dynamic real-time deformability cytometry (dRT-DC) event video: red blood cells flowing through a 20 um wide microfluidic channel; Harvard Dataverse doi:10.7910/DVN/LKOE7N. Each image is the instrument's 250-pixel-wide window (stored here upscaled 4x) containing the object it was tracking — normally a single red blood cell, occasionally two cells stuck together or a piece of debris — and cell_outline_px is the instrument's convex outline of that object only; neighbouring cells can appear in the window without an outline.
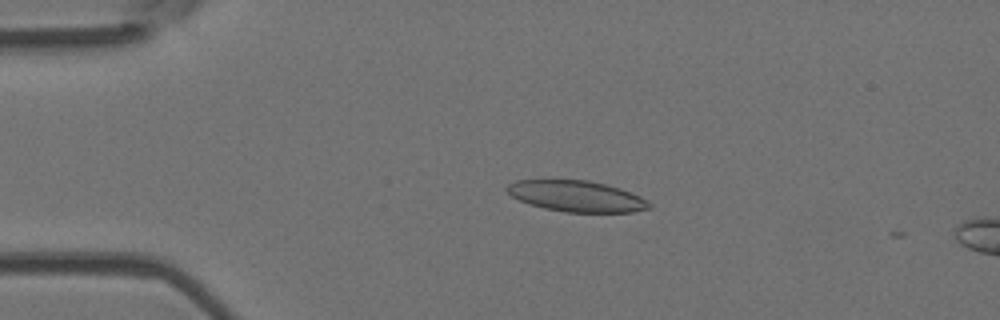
{"species": "Egyptian fruit bat (a non-hibernating species)", "species_latin": "Rousettus aegyptiacus", "temperature_condition": "room temperature", "stored_images_in_passage": 5, "camera_frame_rate_fps": 3000, "um_per_image_px": 0.085, "animal": {"sex": "female"}, "frame": {"image": 1, "passage_image": 1, "time_ms": 0.0, "image_size_px": [1000, 320], "cell_outline_px": [[652, 208], [632, 212], [564, 212], [544, 208], [528, 204], [512, 196], [504, 188], [508, 184], [516, 180], [588, 180], [620, 188], [632, 192], [640, 196], [652, 204]], "centroid_in_image_um": [49.01, 16.68], "position_along_channel_um": 36.0, "area_um2": 25.78}}